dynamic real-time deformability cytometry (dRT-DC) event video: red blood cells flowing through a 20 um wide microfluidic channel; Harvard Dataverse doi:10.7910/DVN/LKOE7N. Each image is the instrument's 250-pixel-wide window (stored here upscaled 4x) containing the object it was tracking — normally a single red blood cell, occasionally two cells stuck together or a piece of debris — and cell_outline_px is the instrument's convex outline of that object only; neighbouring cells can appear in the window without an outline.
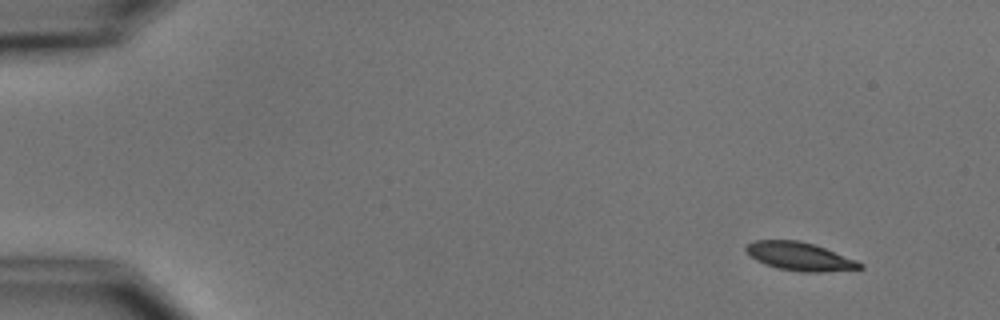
{"species": "common noctule bat (a hibernating species)", "species_latin": "Nyctalus noctula", "temperature_condition": "cold", "stored_images_in_passage": 6, "camera_frame_rate_fps": 3000, "um_per_image_px": 0.085, "animal": {"sex": "male", "body_mass_g": 15.6}, "frame": {"image": 1, "passage_image": 1, "time_ms": 0.0, "image_size_px": [1000, 320], "cell_outline_px": [[864, 268], [824, 272], [804, 272], [776, 268], [764, 264], [756, 260], [744, 248], [748, 244], [756, 240], [800, 240], [824, 248], [856, 260], [864, 264]], "centroid_in_image_um": [67.98, 21.8], "position_along_channel_um": 17.0, "area_um2": 18.61}}
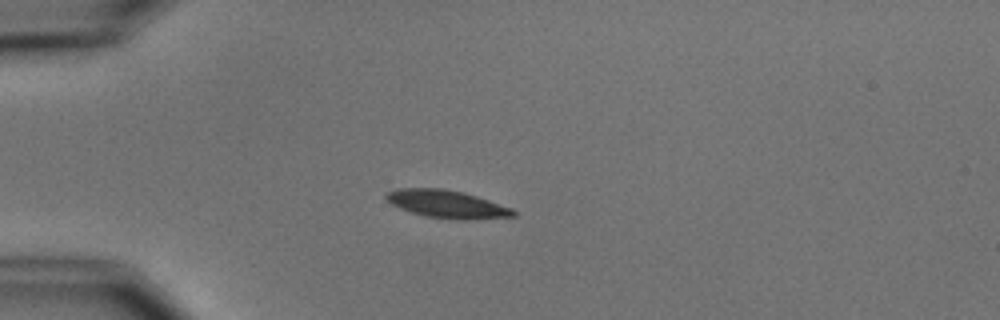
{"frame": {"image": 2, "passage_image": 4, "time_ms": 3.333, "image_size_px": [1000, 320], "cell_outline_px": [[516, 216], [476, 220], [460, 220], [424, 216], [400, 208], [392, 204], [384, 196], [388, 192], [396, 188], [440, 188], [460, 192], [476, 196], [512, 208], [516, 212]], "centroid_in_image_um": [38.01, 17.36], "position_along_channel_um": 47.0, "area_um2": 20.52}}